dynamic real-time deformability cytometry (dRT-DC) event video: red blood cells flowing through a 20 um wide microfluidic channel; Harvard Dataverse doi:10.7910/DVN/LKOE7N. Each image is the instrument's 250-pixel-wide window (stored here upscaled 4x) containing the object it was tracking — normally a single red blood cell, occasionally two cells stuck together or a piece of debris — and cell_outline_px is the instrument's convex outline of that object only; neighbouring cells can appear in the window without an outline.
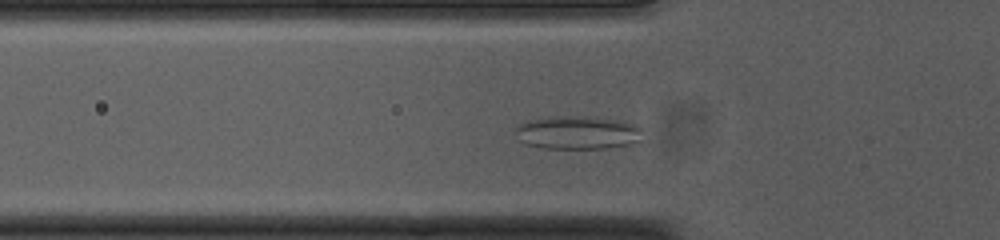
{"species": "common noctule bat (a hibernating species)", "species_latin": "Nyctalus noctula", "temperature_condition": "cold", "stored_images_in_passage": 48, "camera_frame_rate_fps": 3000, "um_per_image_px": 0.085, "animal": {"sex": "female", "body_mass_g": 23.0, "forearm_length_mm": 53.4}, "frame": {"image": 1, "passage_image": 11, "time_ms": 3.333, "image_size_px": [1000, 240], "cell_outline_px": [[648, 140], [632, 144], [608, 148], [544, 148], [524, 144], [520, 140], [516, 132], [516, 128], [520, 124], [528, 120], [556, 116], [624, 120], [640, 128]], "centroid_in_image_um": [49.19, 11.3], "position_along_channel_um": 76.6, "area_um2": 24.68}}
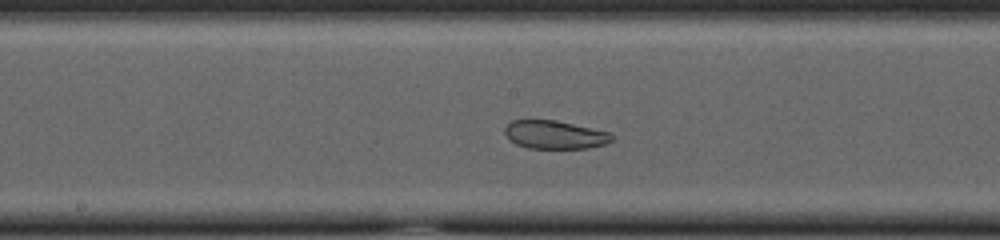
{"frame": {"image": 2, "passage_image": 21, "time_ms": 6.667, "image_size_px": [1000, 240], "cell_outline_px": [[612, 140], [604, 144], [588, 148], [528, 148], [516, 144], [504, 132], [504, 128], [512, 120], [556, 120], [612, 132]], "centroid_in_image_um": [47.18, 11.44], "position_along_channel_um": 201.0, "area_um2": 17.57}}
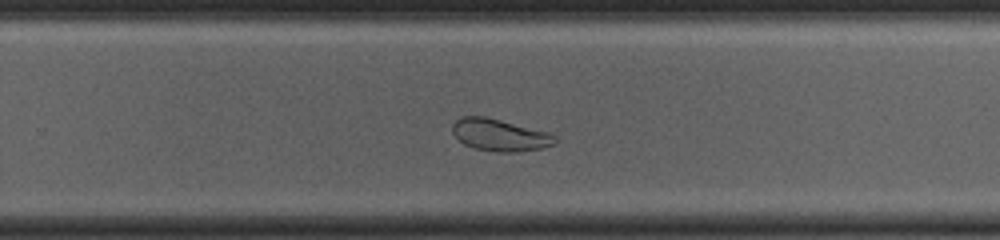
{"frame": {"image": 3, "passage_image": 28, "time_ms": 9.0, "image_size_px": [1000, 240], "cell_outline_px": [[556, 144], [540, 148], [520, 152], [496, 152], [476, 148], [464, 144], [452, 132], [452, 124], [456, 120], [464, 116], [484, 116], [548, 132], [556, 136]], "centroid_in_image_um": [42.49, 11.48], "position_along_channel_um": 287.3, "area_um2": 19.02}, "authors_computed_cell_mechanics": {"area_um2": 25.0563, "velocity_mm_per_s": 3.7126, "shape_relaxation_time_tau1_ms": null, "shape_relaxation_time_tau2_ms": 1.924, "deformation_change_tau1": null, "deformation_change_tau2": 0.067}}